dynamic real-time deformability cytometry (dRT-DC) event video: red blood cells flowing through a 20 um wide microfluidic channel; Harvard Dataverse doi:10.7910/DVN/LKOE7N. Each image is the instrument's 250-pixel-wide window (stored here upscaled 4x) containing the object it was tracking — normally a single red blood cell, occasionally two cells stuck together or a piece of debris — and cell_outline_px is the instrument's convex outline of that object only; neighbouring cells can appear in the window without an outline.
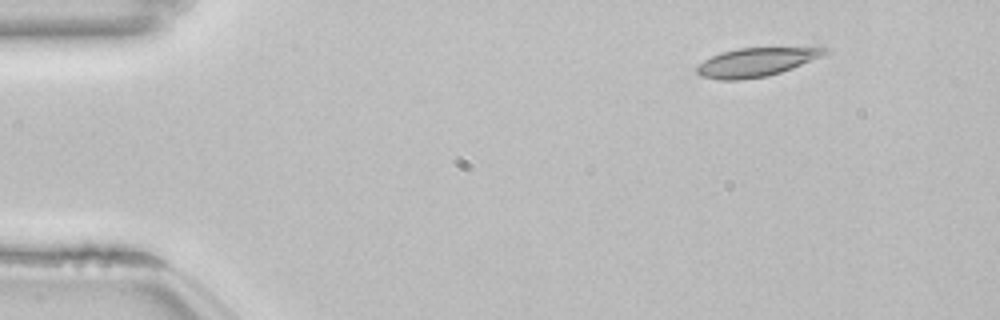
{"species": "common noctule bat (a hibernating species)", "species_latin": "Nyctalus noctula", "temperature_condition": "room temperature", "stored_images_in_passage": 48, "camera_frame_rate_fps": 3000, "um_per_image_px": 0.085, "animal": {"sex": "female", "body_mass_g": 22.7, "forearm_length_mm": 54.2}, "frame": {"image": 1, "passage_image": 1, "time_ms": 0.0, "image_size_px": [1000, 320], "cell_outline_px": [[828, 52], [820, 56], [792, 68], [768, 76], [740, 80], [720, 80], [700, 76], [696, 72], [696, 68], [704, 60], [720, 52], [736, 48], [820, 44], [828, 48]], "centroid_in_image_um": [64.38, 5.22], "position_along_channel_um": 20.6, "area_um2": 22.37}}
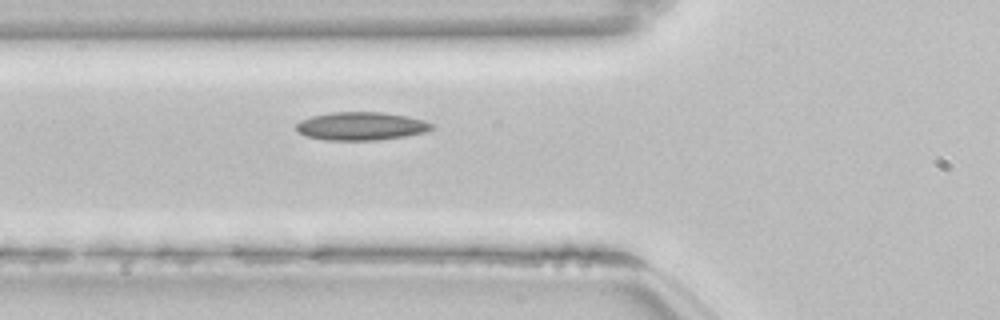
{"frame": {"image": 2, "passage_image": 14, "time_ms": 4.333, "image_size_px": [1000, 320], "cell_outline_px": [[436, 128], [428, 132], [404, 136], [376, 140], [324, 140], [308, 136], [300, 132], [296, 128], [296, 124], [300, 120], [312, 116], [332, 112], [380, 112], [408, 116], [424, 120], [436, 124]], "centroid_in_image_um": [30.77, 10.72], "position_along_channel_um": 95.0, "area_um2": 22.37}}
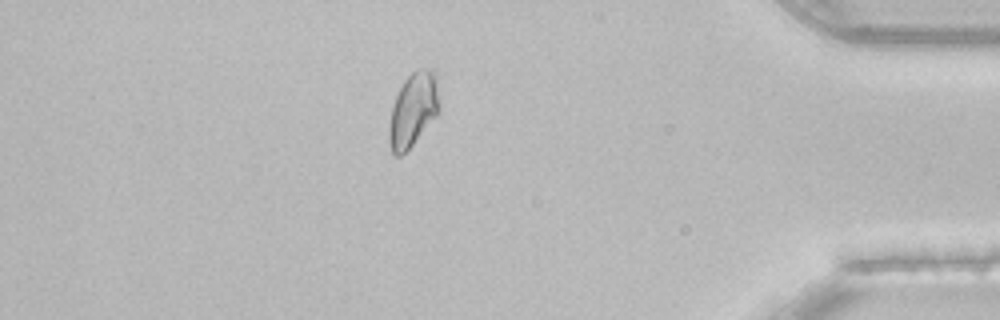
{"frame": {"image": 3, "passage_image": 41, "time_ms": 13.333, "image_size_px": [1000, 320], "cell_outline_px": [[440, 108], [436, 116], [412, 144], [400, 156], [396, 156], [392, 152], [388, 144], [388, 128], [392, 108], [396, 96], [404, 80], [416, 68], [432, 68], [436, 80], [440, 104]], "centroid_in_image_um": [35.11, 9.31], "position_along_channel_um": 400.1, "area_um2": 21.5}, "authors_computed_cell_mechanics": {"area_um2": 21.3282, "velocity_mm_per_s": 3.8324, "shape_relaxation_time_tau1_ms": null, "shape_relaxation_time_tau2_ms": 6.0024, "deformation_change_tau1": null, "deformation_change_tau2": 0.1115}}